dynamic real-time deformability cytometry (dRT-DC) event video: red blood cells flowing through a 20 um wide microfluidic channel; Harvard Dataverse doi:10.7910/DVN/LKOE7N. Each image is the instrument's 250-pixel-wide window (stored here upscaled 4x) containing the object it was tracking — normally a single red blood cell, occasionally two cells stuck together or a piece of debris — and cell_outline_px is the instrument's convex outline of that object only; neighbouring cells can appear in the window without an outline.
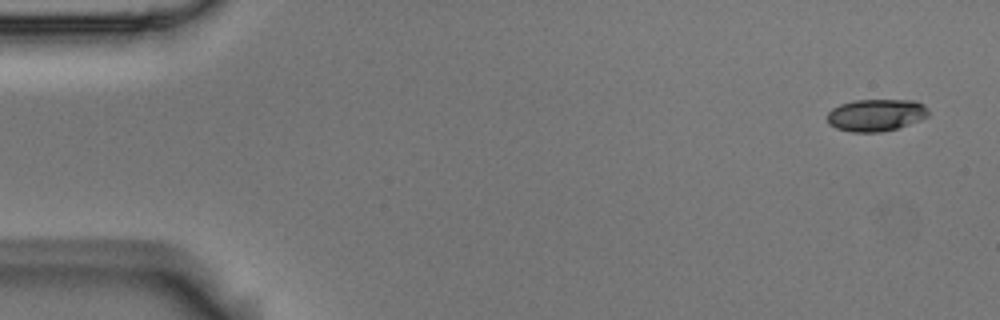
{"species": "Egyptian fruit bat (a non-hibernating species)", "species_latin": "Rousettus aegyptiacus", "temperature_condition": "room temperature", "stored_images_in_passage": 5, "camera_frame_rate_fps": 3000, "um_per_image_px": 0.085, "animal": {"sex": "male"}, "frame": {"image": 1, "passage_image": 1, "time_ms": 0.0, "image_size_px": [1000, 320], "cell_outline_px": [[928, 116], [920, 120], [896, 128], [880, 132], [852, 132], [836, 128], [828, 124], [828, 112], [832, 108], [840, 104], [852, 100], [916, 100], [924, 104], [928, 108]], "centroid_in_image_um": [74.46, 9.77], "position_along_channel_um": 10.5, "area_um2": 19.02}}
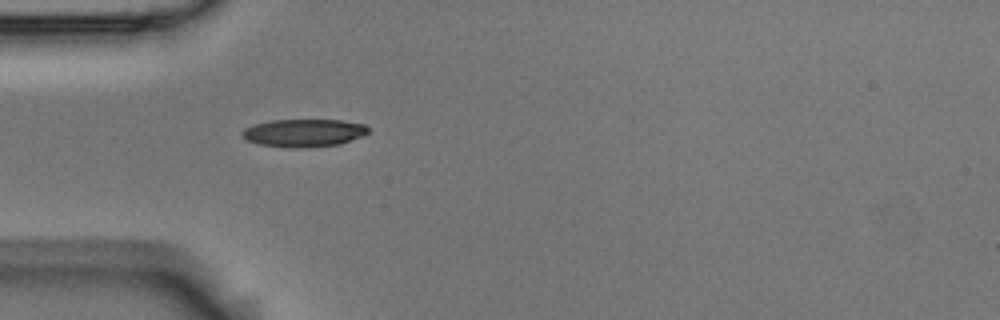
{"frame": {"image": 2, "passage_image": 5, "time_ms": 1.333, "image_size_px": [1000, 320], "cell_outline_px": [[368, 132], [364, 136], [340, 144], [304, 148], [288, 148], [260, 144], [248, 140], [240, 132], [244, 128], [252, 124], [272, 120], [340, 120], [364, 124], [368, 128]], "centroid_in_image_um": [25.83, 11.3], "position_along_channel_um": 59.2, "area_um2": 20.52}}